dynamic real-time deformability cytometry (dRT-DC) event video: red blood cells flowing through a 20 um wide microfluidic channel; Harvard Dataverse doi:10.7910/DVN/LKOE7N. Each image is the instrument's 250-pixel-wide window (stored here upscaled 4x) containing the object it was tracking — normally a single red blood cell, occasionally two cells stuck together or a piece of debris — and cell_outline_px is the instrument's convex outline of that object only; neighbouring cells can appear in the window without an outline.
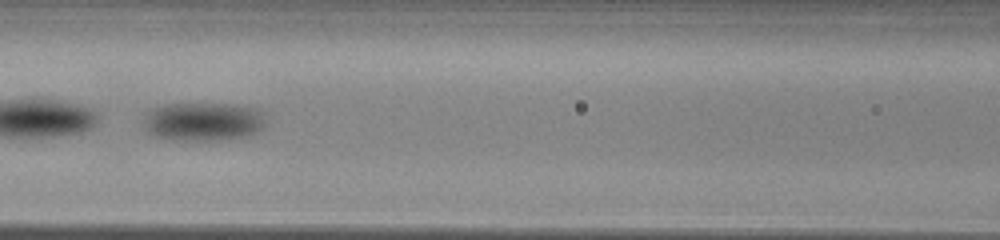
{"species": "common noctule bat (a hibernating species)", "species_latin": "Nyctalus noctula", "temperature_condition": "warm", "stored_images_in_passage": 49, "camera_frame_rate_fps": 3000, "um_per_image_px": 0.085, "animal": {"sex": "male", "body_mass_g": 13.0, "forearm_length_mm": 53.1}, "frame": {"image": 1, "passage_image": 22, "time_ms": 7.0, "image_size_px": [1000, 240], "cell_outline_px": [[264, 124], [256, 132], [248, 136], [216, 140], [180, 140], [156, 136], [148, 132], [148, 112], [152, 108], [164, 104], [232, 104], [256, 108], [264, 112]], "centroid_in_image_um": [17.35, 10.32], "position_along_channel_um": 149.2, "area_um2": 26.93}}
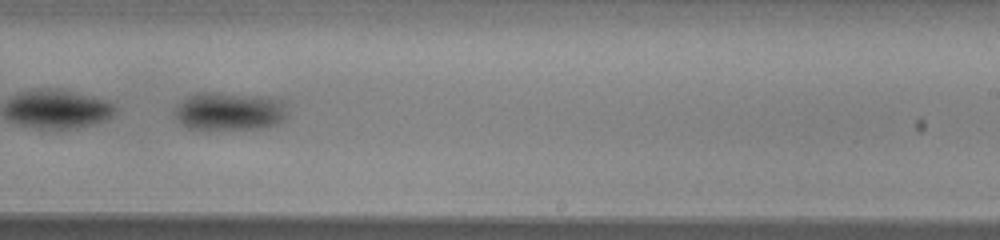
{"frame": {"image": 2, "passage_image": 31, "time_ms": 10.0, "image_size_px": [1000, 240], "cell_outline_px": [[284, 120], [276, 124], [260, 128], [188, 128], [176, 120], [172, 112], [188, 96], [200, 92], [212, 92], [256, 96], [280, 100], [284, 112]], "centroid_in_image_um": [19.41, 9.46], "position_along_channel_um": 269.6, "area_um2": 24.22}, "authors_computed_cell_mechanics": {"area_um2": 27.166, "velocity_mm_per_s": 4.0236, "shape_relaxation_time_tau1_ms": 0.6594, "shape_relaxation_time_tau2_ms": null, "deformation_change_tau1": 0.055, "deformation_change_tau2": null}}